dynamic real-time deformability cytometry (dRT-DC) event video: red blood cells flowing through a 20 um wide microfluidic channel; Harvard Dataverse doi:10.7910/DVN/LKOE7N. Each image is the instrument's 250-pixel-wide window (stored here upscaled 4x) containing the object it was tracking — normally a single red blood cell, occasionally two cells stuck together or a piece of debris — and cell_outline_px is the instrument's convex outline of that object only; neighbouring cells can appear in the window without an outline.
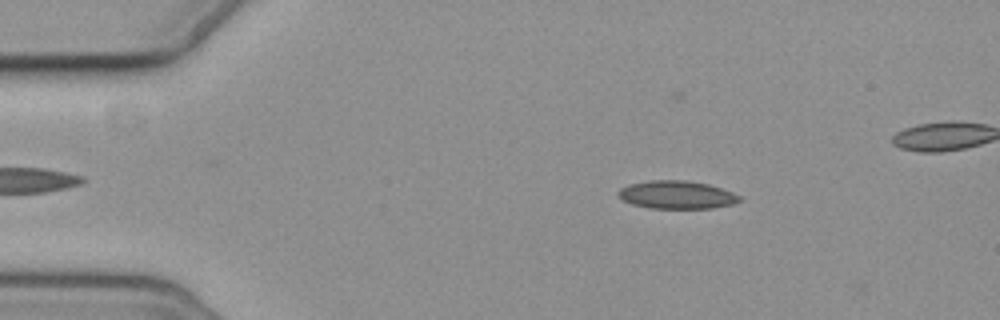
{"species": "common noctule bat (a hibernating species)", "species_latin": "Nyctalus noctula", "temperature_condition": "cold", "stored_images_in_passage": 3, "camera_frame_rate_fps": 3000, "um_per_image_px": 0.085, "animal": {"sex": "female", "body_mass_g": 19.3, "forearm_length_mm": 54.1}, "frame": {"image": 1, "passage_image": 2, "time_ms": 1.0, "image_size_px": [1000, 320], "cell_outline_px": [[740, 200], [732, 204], [712, 208], [652, 208], [632, 204], [624, 200], [616, 192], [620, 188], [628, 184], [648, 180], [688, 180], [708, 184], [732, 192], [740, 196]], "centroid_in_image_um": [57.5, 16.54], "position_along_channel_um": 27.5, "area_um2": 19.71}}